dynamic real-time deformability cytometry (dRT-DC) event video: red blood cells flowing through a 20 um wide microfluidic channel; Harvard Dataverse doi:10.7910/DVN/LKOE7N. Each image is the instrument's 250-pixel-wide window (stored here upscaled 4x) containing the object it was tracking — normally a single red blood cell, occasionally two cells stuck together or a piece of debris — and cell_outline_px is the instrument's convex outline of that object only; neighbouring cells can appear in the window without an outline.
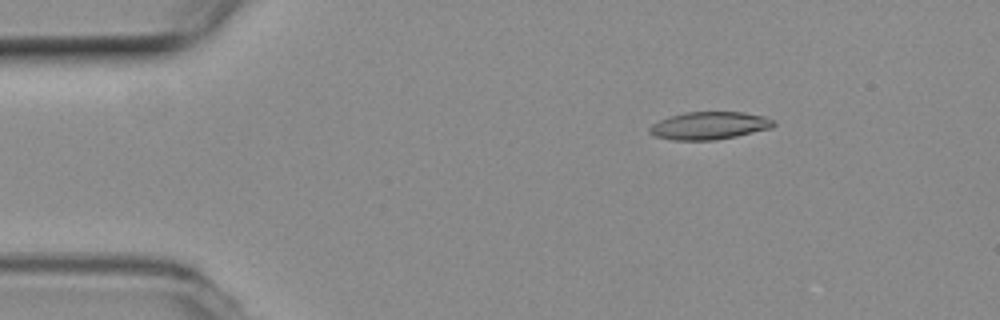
{"species": "common noctule bat (a hibernating species)", "species_latin": "Nyctalus noctula", "temperature_condition": "room temperature", "stored_images_in_passage": 55, "camera_frame_rate_fps": 3000, "um_per_image_px": 0.085, "animal": {"sex": "female", "body_mass_g": 19.3, "forearm_length_mm": 54.1}, "frame": {"image": 1, "passage_image": 8, "time_ms": 2.333, "image_size_px": [1000, 320], "cell_outline_px": [[776, 124], [772, 128], [736, 136], [716, 140], [672, 140], [656, 136], [648, 132], [648, 128], [652, 124], [660, 120], [684, 112], [744, 112], [764, 116], [776, 120]], "centroid_in_image_um": [60.32, 10.68], "position_along_channel_um": 24.7, "area_um2": 20.06}}
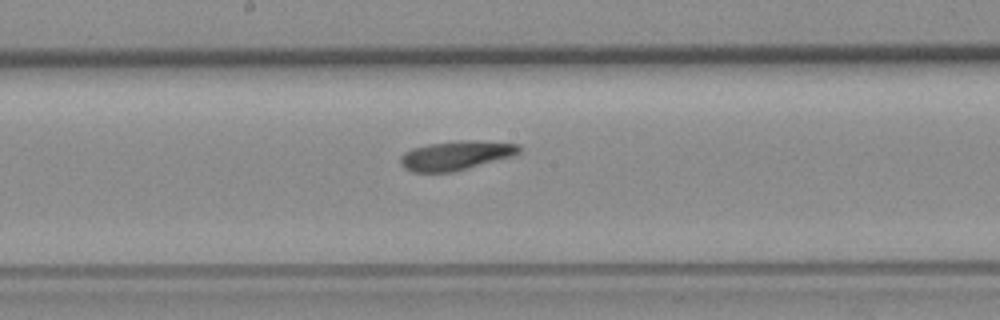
{"frame": {"image": 2, "passage_image": 28, "time_ms": 9.0, "image_size_px": [1000, 320], "cell_outline_px": [[520, 152], [516, 156], [452, 172], [412, 172], [404, 168], [400, 164], [400, 156], [404, 152], [412, 148], [428, 144], [468, 140], [472, 140], [520, 144]], "centroid_in_image_um": [38.77, 13.22], "position_along_channel_um": 209.4, "area_um2": 20.29}}
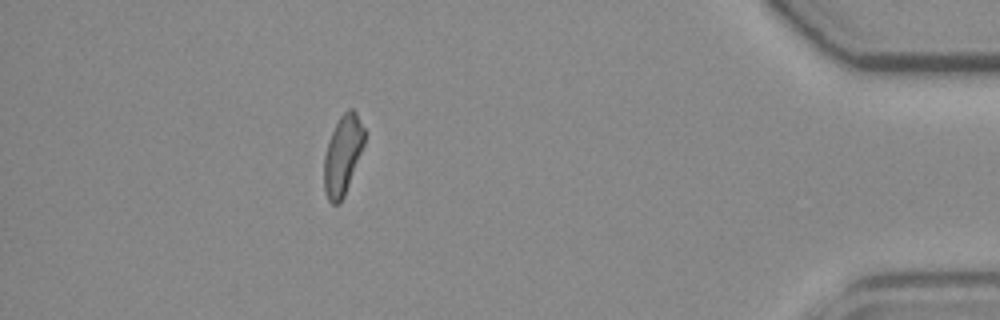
{"frame": {"image": 3, "passage_image": 48, "time_ms": 15.667, "image_size_px": [1000, 320], "cell_outline_px": [[364, 144], [344, 196], [340, 204], [332, 204], [328, 200], [324, 188], [324, 156], [332, 132], [340, 116], [348, 108], [352, 108], [356, 112], [364, 128]], "centroid_in_image_um": [29.12, 13.18], "position_along_channel_um": 406.1, "area_um2": 18.38}, "authors_computed_cell_mechanics": {"area_um2": 19.8832, "velocity_mm_per_s": 3.7728, "shape_relaxation_time_tau1_ms": 8.574, "shape_relaxation_time_tau2_ms": 5.2017, "deformation_change_tau1": 0.233, "deformation_change_tau2": 0.1528}}